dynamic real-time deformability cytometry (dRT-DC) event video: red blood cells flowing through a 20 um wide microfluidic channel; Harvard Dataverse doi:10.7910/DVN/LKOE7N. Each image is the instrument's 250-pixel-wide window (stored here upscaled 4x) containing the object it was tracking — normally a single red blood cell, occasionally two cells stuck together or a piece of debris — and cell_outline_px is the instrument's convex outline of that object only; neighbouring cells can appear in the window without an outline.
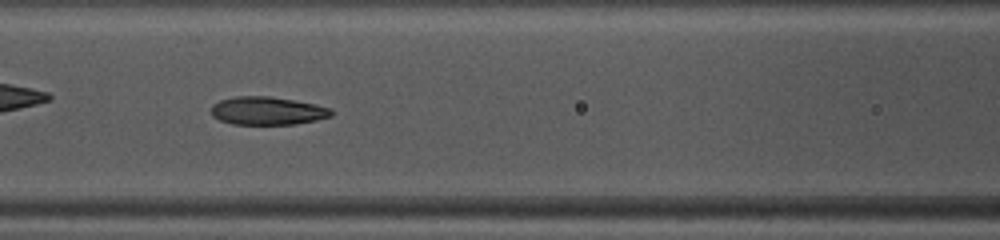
{"species": "common noctule bat (a hibernating species)", "species_latin": "Nyctalus noctula", "temperature_condition": "warm", "stored_images_in_passage": 41, "camera_frame_rate_fps": 3000, "um_per_image_px": 0.085, "animal": {"sex": "female", "body_mass_g": 10.0, "forearm_length_mm": 53.1}, "frame": {"image": 1, "passage_image": 12, "time_ms": 3.667, "image_size_px": [1000, 240], "cell_outline_px": [[332, 116], [316, 120], [296, 124], [232, 124], [220, 120], [212, 116], [212, 104], [220, 100], [236, 96], [268, 96], [316, 104], [332, 108]], "centroid_in_image_um": [22.74, 9.42], "position_along_channel_um": 143.9, "area_um2": 19.65}}
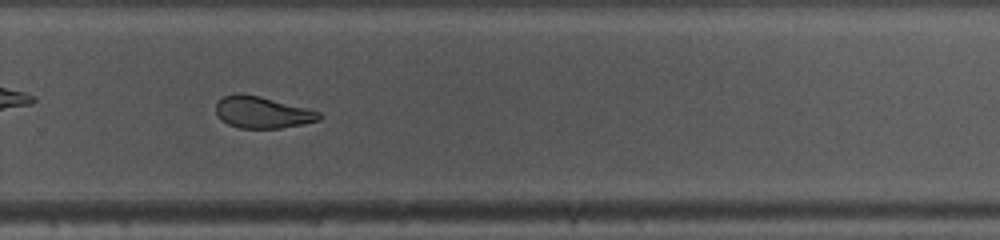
{"frame": {"image": 2, "passage_image": 24, "time_ms": 7.667, "image_size_px": [1000, 240], "cell_outline_px": [[320, 120], [304, 124], [280, 128], [240, 128], [228, 124], [220, 120], [216, 112], [216, 104], [224, 96], [236, 92], [240, 92], [260, 96], [320, 112]], "centroid_in_image_um": [22.26, 9.54], "position_along_channel_um": 307.5, "area_um2": 19.02}}
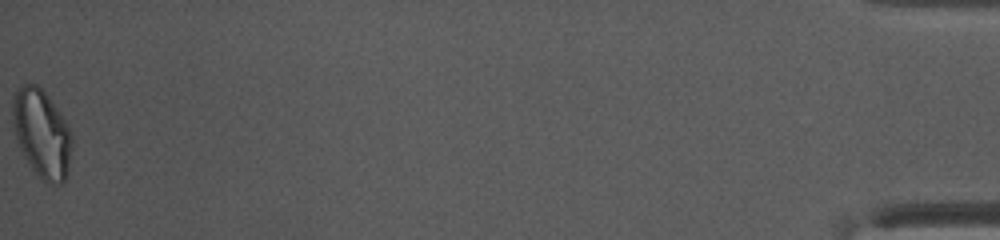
{"frame": {"image": 3, "passage_image": 41, "time_ms": 13.333, "image_size_px": [1000, 240], "cell_outline_px": [[72, 148], [68, 168], [64, 180], [60, 184], [48, 184], [32, 168], [24, 156], [20, 148], [16, 136], [12, 116], [12, 96], [24, 84], [36, 84], [48, 96], [60, 112], [72, 132]], "centroid_in_image_um": [3.56, 11.34], "position_along_channel_um": 431.6, "area_um2": 30.17}, "authors_computed_cell_mechanics": {"area_um2": 20.6346, "velocity_mm_per_s": 4.0992, "shape_relaxation_time_tau1_ms": 4.7162, "shape_relaxation_time_tau2_ms": 2.299, "deformation_change_tau1": 0.1442, "deformation_change_tau2": 0.0759}}